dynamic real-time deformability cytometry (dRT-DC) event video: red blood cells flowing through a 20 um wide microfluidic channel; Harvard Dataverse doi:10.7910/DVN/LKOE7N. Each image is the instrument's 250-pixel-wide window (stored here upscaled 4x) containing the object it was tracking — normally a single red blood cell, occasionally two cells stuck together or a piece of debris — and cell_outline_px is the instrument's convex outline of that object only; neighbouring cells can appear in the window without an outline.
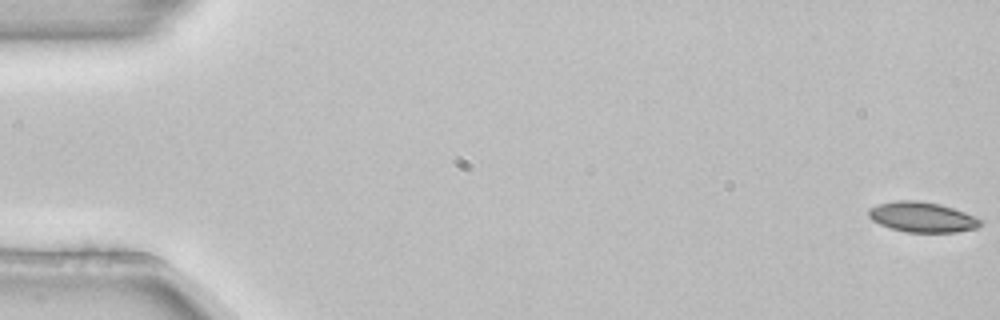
{"species": "common noctule bat (a hibernating species)", "species_latin": "Nyctalus noctula", "temperature_condition": "room temperature", "stored_images_in_passage": 3, "camera_frame_rate_fps": 3000, "um_per_image_px": 0.085, "animal": {"sex": "female", "body_mass_g": 22.7, "forearm_length_mm": 54.2}, "frame": {"image": 1, "passage_image": 1, "time_ms": 0.0, "image_size_px": [1000, 320], "cell_outline_px": [[984, 224], [976, 228], [956, 232], [904, 232], [888, 228], [872, 220], [868, 216], [868, 208], [876, 204], [896, 200], [916, 200], [940, 204], [964, 212], [980, 220]], "centroid_in_image_um": [78.33, 18.45], "position_along_channel_um": 6.7, "area_um2": 19.77}}